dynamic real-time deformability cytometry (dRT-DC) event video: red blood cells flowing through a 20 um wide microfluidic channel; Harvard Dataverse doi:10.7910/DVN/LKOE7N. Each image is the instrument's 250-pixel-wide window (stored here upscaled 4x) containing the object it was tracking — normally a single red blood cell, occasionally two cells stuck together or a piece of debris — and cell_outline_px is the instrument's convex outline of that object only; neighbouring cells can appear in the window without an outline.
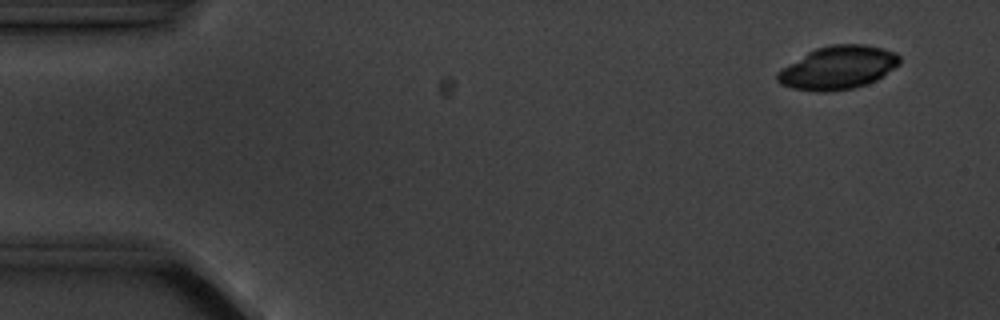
{"species": "common noctule bat (a hibernating species)", "species_latin": "Nyctalus noctula", "temperature_condition": "cold", "stored_images_in_passage": 7, "camera_frame_rate_fps": 3000, "um_per_image_px": 0.085, "animal": {"sex": "male", "body_mass_g": 20.1, "forearm_length_mm": 53.5}, "frame": {"image": 1, "passage_image": 1, "time_ms": 0.0, "image_size_px": [1000, 320], "cell_outline_px": [[900, 64], [876, 80], [852, 88], [824, 92], [820, 92], [792, 88], [780, 84], [776, 80], [776, 72], [808, 52], [816, 48], [832, 44], [864, 44], [896, 52], [900, 56]], "centroid_in_image_um": [71.22, 5.75], "position_along_channel_um": 13.8, "area_um2": 30.58}}